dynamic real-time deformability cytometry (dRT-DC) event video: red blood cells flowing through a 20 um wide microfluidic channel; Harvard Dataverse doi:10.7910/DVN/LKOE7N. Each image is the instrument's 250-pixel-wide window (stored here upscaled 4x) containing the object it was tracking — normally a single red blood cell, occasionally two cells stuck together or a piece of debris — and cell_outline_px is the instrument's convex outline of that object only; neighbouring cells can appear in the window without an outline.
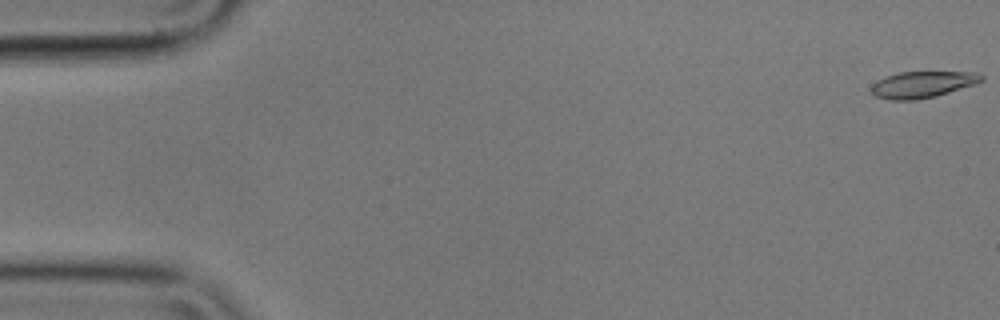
{"species": "common noctule bat (a hibernating species)", "species_latin": "Nyctalus noctula", "temperature_condition": "cold", "stored_images_in_passage": 10, "camera_frame_rate_fps": 3000, "um_per_image_px": 0.085, "animal": {"sex": "male", "body_mass_g": 17.9}, "frame": {"image": 1, "passage_image": 1, "time_ms": 0.0, "image_size_px": [1000, 320], "cell_outline_px": [[984, 80], [976, 84], [936, 96], [916, 100], [888, 100], [876, 96], [872, 92], [872, 84], [888, 76], [900, 72], [976, 72], [984, 76]], "centroid_in_image_um": [78.46, 7.19], "position_along_channel_um": 6.5, "area_um2": 16.88}}
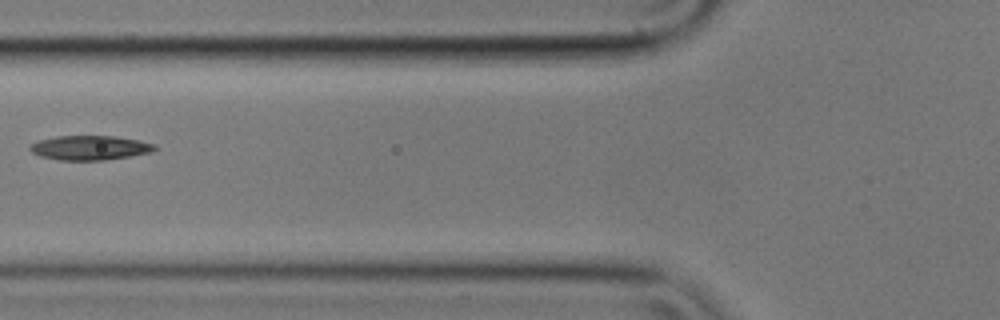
{"frame": {"image": 2, "passage_image": 7, "time_ms": 2.0, "image_size_px": [1000, 320], "cell_outline_px": [[156, 148], [152, 152], [104, 160], [60, 160], [40, 156], [32, 152], [28, 148], [32, 144], [40, 140], [56, 136], [116, 136], [140, 140], [156, 144]], "centroid_in_image_um": [7.66, 12.55], "position_along_channel_um": 118.1, "area_um2": 17.69}}
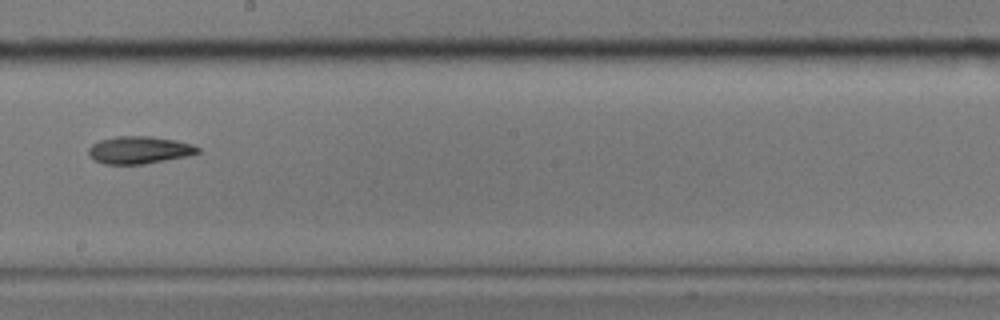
{"frame": {"image": 3, "passage_image": 10, "time_ms": 3.0, "image_size_px": [1000, 320], "cell_outline_px": [[200, 152], [188, 156], [144, 164], [104, 164], [96, 160], [88, 152], [88, 148], [92, 144], [100, 140], [116, 136], [152, 136], [176, 140], [192, 144], [200, 148]], "centroid_in_image_um": [11.87, 12.74], "position_along_channel_um": 236.3, "area_um2": 17.46}}